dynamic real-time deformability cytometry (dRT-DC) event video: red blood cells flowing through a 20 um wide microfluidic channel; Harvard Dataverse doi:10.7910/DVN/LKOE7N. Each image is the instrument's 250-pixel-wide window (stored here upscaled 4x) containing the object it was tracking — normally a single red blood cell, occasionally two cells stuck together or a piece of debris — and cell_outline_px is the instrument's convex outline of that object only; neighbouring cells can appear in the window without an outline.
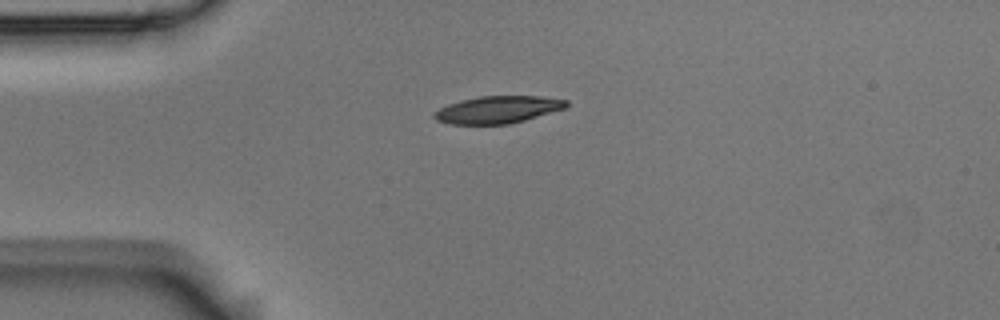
{"species": "Egyptian fruit bat (a non-hibernating species)", "species_latin": "Rousettus aegyptiacus", "temperature_condition": "room temperature", "stored_images_in_passage": 3, "camera_frame_rate_fps": 3000, "um_per_image_px": 0.085, "animal": {"sex": "male"}, "frame": {"image": 1, "passage_image": 1, "time_ms": 0.0, "image_size_px": [1000, 320], "cell_outline_px": [[568, 104], [564, 108], [524, 120], [508, 124], [448, 124], [436, 120], [432, 116], [432, 112], [448, 104], [460, 100], [480, 96], [540, 96], [568, 100]], "centroid_in_image_um": [42.25, 9.31], "position_along_channel_um": 42.7, "area_um2": 20.92}}
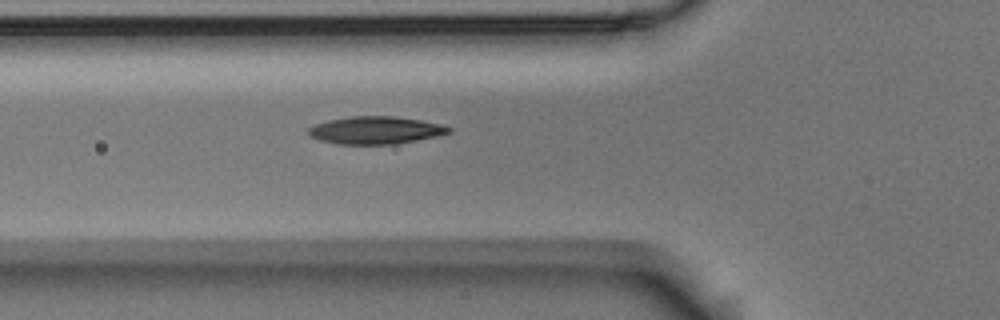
{"frame": {"image": 2, "passage_image": 3, "time_ms": 0.667, "image_size_px": [1000, 320], "cell_outline_px": [[452, 132], [436, 136], [396, 144], [336, 144], [320, 140], [308, 136], [308, 128], [316, 124], [328, 120], [352, 116], [392, 116], [420, 120], [444, 124], [452, 128]], "centroid_in_image_um": [31.93, 11.07], "position_along_channel_um": 93.9, "area_um2": 22.6}}